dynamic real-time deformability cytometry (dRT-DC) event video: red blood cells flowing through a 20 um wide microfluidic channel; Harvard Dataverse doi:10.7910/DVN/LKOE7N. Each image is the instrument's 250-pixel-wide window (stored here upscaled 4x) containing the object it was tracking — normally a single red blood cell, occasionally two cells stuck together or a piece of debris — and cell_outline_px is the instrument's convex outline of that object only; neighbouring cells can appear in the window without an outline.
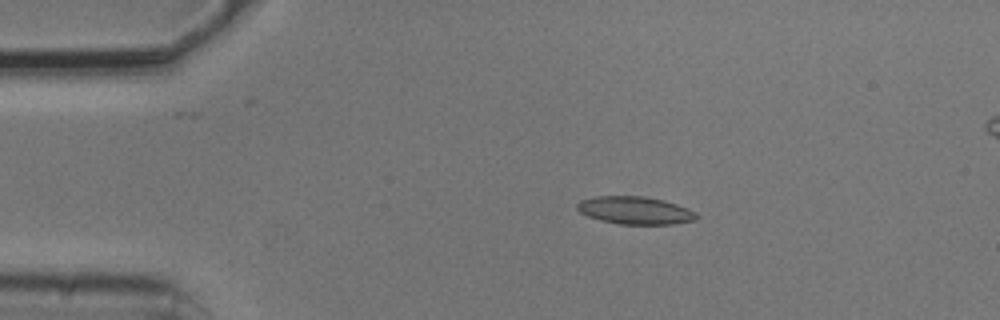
{"species": "common noctule bat (a hibernating species)", "species_latin": "Nyctalus noctula", "temperature_condition": "cold", "stored_images_in_passage": 4, "camera_frame_rate_fps": 3000, "um_per_image_px": 0.085, "animal": {"sex": "male", "body_mass_g": 20.5, "forearm_length_mm": 52.5}, "frame": {"image": 1, "passage_image": 2, "time_ms": 0.333, "image_size_px": [1000, 320], "cell_outline_px": [[700, 216], [696, 220], [672, 224], [620, 224], [600, 220], [588, 216], [580, 212], [576, 208], [576, 204], [580, 200], [596, 196], [644, 196], [664, 200], [688, 208], [696, 212]], "centroid_in_image_um": [54.0, 17.88], "position_along_channel_um": 31.0, "area_um2": 19.36}}
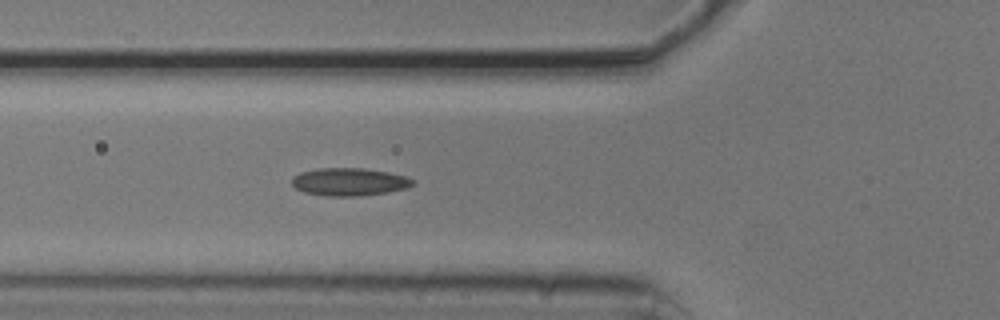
{"frame": {"image": 2, "passage_image": 4, "time_ms": 1.0, "image_size_px": [1000, 320], "cell_outline_px": [[416, 184], [408, 188], [388, 192], [360, 196], [324, 196], [304, 192], [296, 188], [292, 184], [292, 176], [300, 172], [320, 168], [364, 168], [388, 172], [408, 176], [416, 180]], "centroid_in_image_um": [29.74, 15.46], "position_along_channel_um": 96.1, "area_um2": 19.88}}